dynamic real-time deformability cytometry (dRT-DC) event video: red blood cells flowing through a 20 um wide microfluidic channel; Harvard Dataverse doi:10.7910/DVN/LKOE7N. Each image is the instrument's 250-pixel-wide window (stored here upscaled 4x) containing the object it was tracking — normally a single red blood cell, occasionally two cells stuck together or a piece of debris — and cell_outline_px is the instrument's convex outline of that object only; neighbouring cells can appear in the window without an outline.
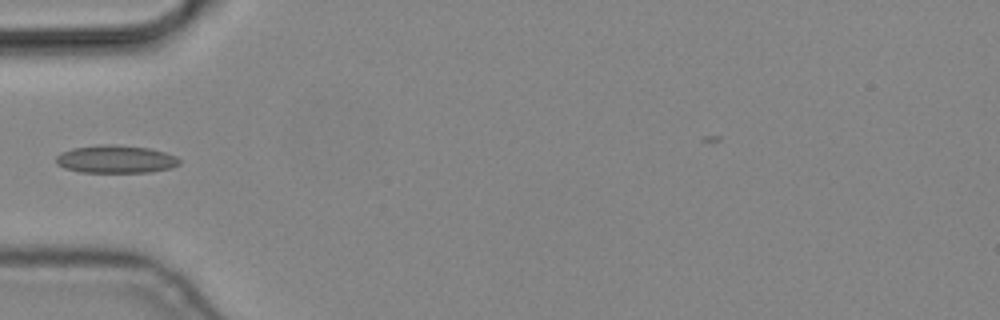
{"species": "common noctule bat (a hibernating species)", "species_latin": "Nyctalus noctula", "temperature_condition": "cold", "stored_images_in_passage": 1, "camera_frame_rate_fps": 3000, "um_per_image_px": 0.085, "animal": {"sex": "male", "body_mass_g": 19.2, "forearm_length_mm": 51.8}, "frame": {"image": 1, "passage_image": 1, "time_ms": 0.0, "image_size_px": [1000, 320], "cell_outline_px": [[180, 164], [172, 168], [152, 172], [80, 172], [64, 168], [56, 164], [56, 156], [60, 152], [72, 148], [100, 144], [112, 144], [148, 148], [164, 152], [176, 156], [180, 160]], "centroid_in_image_um": [9.82, 13.53], "position_along_channel_um": 75.2, "area_um2": 20.17}}